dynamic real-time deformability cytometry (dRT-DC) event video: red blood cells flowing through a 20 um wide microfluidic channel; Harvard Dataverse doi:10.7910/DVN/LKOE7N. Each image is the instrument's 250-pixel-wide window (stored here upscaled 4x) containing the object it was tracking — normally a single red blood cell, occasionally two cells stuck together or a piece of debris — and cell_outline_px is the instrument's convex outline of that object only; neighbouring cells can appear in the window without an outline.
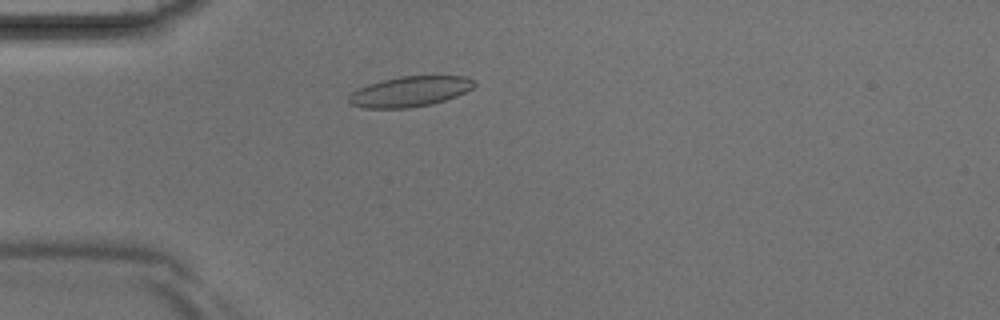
{"species": "Egyptian fruit bat (a non-hibernating species)", "species_latin": "Rousettus aegyptiacus", "temperature_condition": "room temperature", "stored_images_in_passage": 4, "camera_frame_rate_fps": 3000, "um_per_image_px": 0.085, "animal": {"sex": "male"}, "frame": {"image": 1, "passage_image": 4, "time_ms": 1.0, "image_size_px": [1000, 320], "cell_outline_px": [[476, 84], [472, 88], [456, 96], [432, 104], [408, 108], [364, 108], [352, 104], [348, 100], [348, 96], [352, 92], [368, 84], [380, 80], [400, 76], [464, 76], [476, 80]], "centroid_in_image_um": [34.85, 7.77], "position_along_channel_um": 50.2, "area_um2": 22.14}}